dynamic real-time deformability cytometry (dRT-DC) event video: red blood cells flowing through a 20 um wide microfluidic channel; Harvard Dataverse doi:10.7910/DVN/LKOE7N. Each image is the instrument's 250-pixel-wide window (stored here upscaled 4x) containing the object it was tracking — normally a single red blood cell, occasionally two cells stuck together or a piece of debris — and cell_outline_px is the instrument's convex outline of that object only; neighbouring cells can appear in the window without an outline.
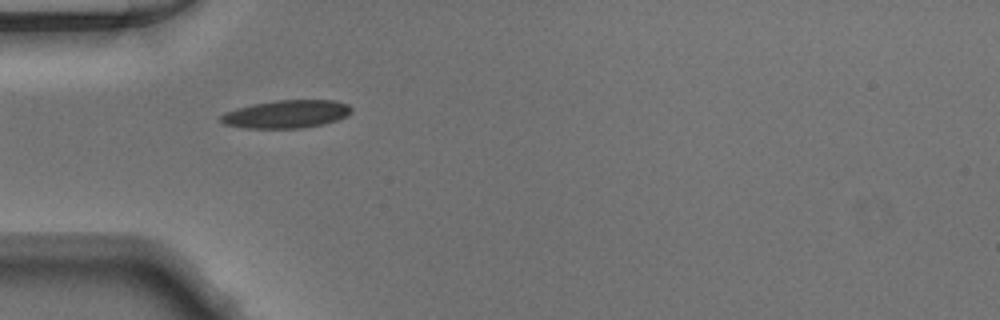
{"species": "Egyptian fruit bat (a non-hibernating species)", "species_latin": "Rousettus aegyptiacus", "temperature_condition": "warm", "stored_images_in_passage": 4, "camera_frame_rate_fps": 3000, "um_per_image_px": 0.085, "animal": {"sex": "male"}, "frame": {"image": 1, "passage_image": 1, "time_ms": 0.0, "image_size_px": [1000, 320], "cell_outline_px": [[352, 112], [336, 120], [320, 124], [300, 128], [244, 128], [224, 124], [220, 120], [220, 116], [224, 112], [236, 108], [252, 104], [276, 100], [336, 100], [348, 104], [352, 108]], "centroid_in_image_um": [24.31, 9.69], "position_along_channel_um": 60.7, "area_um2": 21.21}}
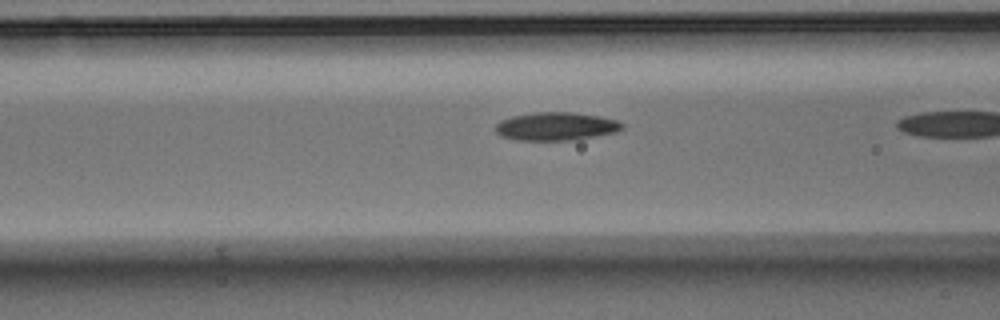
{"frame": {"image": 2, "passage_image": 3, "time_ms": 0.667, "image_size_px": [1000, 320], "cell_outline_px": [[624, 128], [616, 132], [572, 140], [516, 140], [500, 136], [496, 132], [496, 124], [500, 120], [512, 116], [536, 112], [572, 112], [600, 116], [620, 120], [624, 124]], "centroid_in_image_um": [47.28, 10.73], "position_along_channel_um": 119.3, "area_um2": 20.92}}